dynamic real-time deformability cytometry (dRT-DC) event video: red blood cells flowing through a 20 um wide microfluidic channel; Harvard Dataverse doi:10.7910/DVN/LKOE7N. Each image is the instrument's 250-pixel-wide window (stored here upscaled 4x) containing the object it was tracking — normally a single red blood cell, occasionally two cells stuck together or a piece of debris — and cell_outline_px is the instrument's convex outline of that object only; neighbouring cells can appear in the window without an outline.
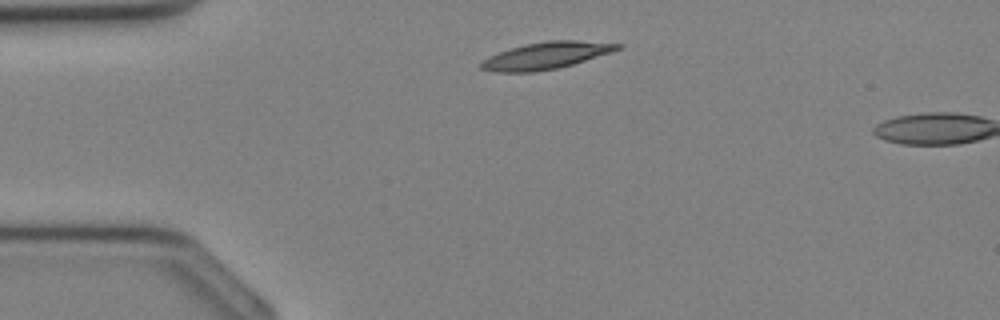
{"species": "Egyptian fruit bat (a non-hibernating species)", "species_latin": "Rousettus aegyptiacus", "temperature_condition": "cold", "stored_images_in_passage": 4, "camera_frame_rate_fps": 3000, "um_per_image_px": 0.085, "animal": {"sex": "female"}, "frame": {"image": 1, "passage_image": 2, "time_ms": 0.333, "image_size_px": [1000, 320], "cell_outline_px": [[624, 44], [620, 48], [612, 52], [572, 64], [556, 68], [536, 72], [496, 72], [480, 68], [480, 64], [484, 60], [500, 52], [524, 44], [548, 40], [576, 40]], "centroid_in_image_um": [46.45, 4.72], "position_along_channel_um": 38.6, "area_um2": 21.1}}